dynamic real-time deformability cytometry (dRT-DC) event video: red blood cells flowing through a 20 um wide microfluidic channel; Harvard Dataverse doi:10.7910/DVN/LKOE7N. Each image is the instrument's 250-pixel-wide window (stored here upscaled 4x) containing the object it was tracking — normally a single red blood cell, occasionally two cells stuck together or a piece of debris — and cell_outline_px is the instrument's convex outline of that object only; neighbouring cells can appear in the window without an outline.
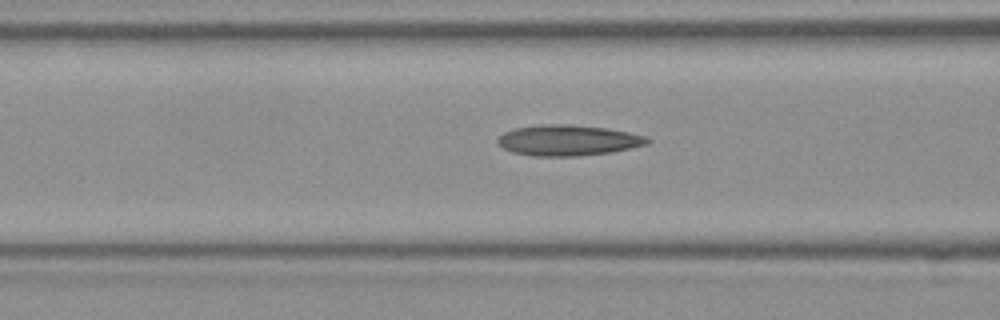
{"species": "Egyptian fruit bat (a non-hibernating species)", "species_latin": "Rousettus aegyptiacus", "temperature_condition": "room temperature", "stored_images_in_passage": 12, "camera_frame_rate_fps": 3000, "um_per_image_px": 0.085, "frame": {"image": 1, "passage_image": 10, "time_ms": 3.0, "image_size_px": [1000, 320], "cell_outline_px": [[652, 140], [648, 144], [608, 152], [576, 156], [532, 156], [512, 152], [504, 148], [496, 140], [504, 132], [512, 128], [544, 124], [572, 124], [608, 128], [628, 132], [644, 136]], "centroid_in_image_um": [48.26, 11.91], "position_along_channel_um": 118.3, "area_um2": 26.7}}